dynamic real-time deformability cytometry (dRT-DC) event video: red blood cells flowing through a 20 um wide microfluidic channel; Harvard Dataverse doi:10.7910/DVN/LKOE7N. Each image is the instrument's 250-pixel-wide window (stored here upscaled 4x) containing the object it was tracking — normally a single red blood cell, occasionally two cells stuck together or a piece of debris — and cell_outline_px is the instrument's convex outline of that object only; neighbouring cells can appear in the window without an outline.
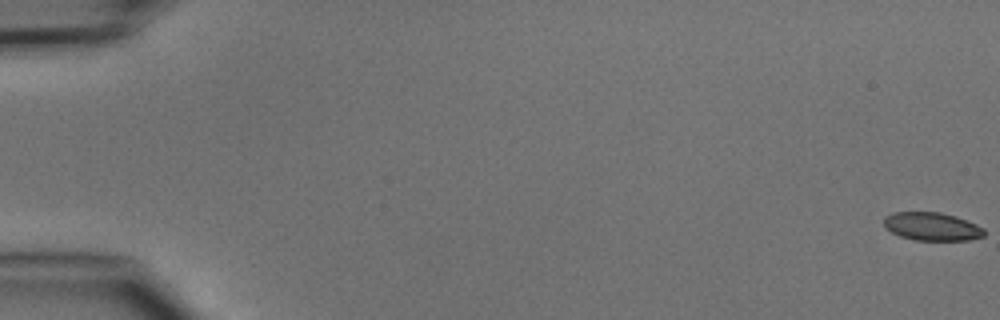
{"species": "common noctule bat (a hibernating species)", "species_latin": "Nyctalus noctula", "temperature_condition": "cold", "stored_images_in_passage": 5, "camera_frame_rate_fps": 3000, "um_per_image_px": 0.085, "animal": {"sex": "male", "body_mass_g": 15.6}, "frame": {"image": 1, "passage_image": 1, "time_ms": 0.0, "image_size_px": [1000, 320], "cell_outline_px": [[984, 236], [968, 240], [916, 240], [900, 236], [884, 228], [884, 216], [892, 212], [940, 212], [956, 216], [976, 224], [984, 228]], "centroid_in_image_um": [79.19, 19.24], "position_along_channel_um": 5.8, "area_um2": 16.53}}
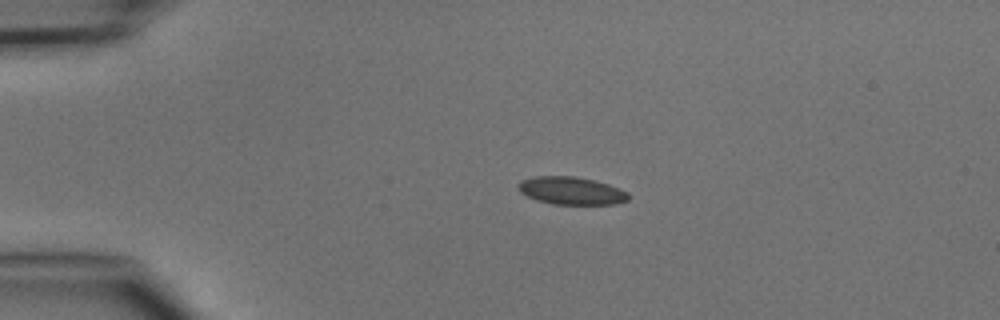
{"frame": {"image": 2, "passage_image": 4, "time_ms": 3.667, "image_size_px": [1000, 320], "cell_outline_px": [[628, 200], [616, 204], [552, 204], [536, 200], [520, 192], [516, 184], [520, 180], [536, 176], [572, 176], [596, 180], [608, 184], [628, 192]], "centroid_in_image_um": [48.53, 16.21], "position_along_channel_um": 36.5, "area_um2": 17.86}}
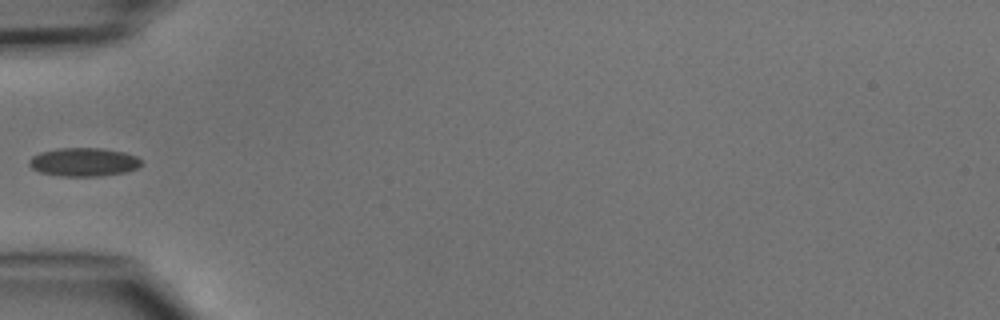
{"frame": {"image": 3, "passage_image": 5, "time_ms": 5.667, "image_size_px": [1000, 320], "cell_outline_px": [[144, 164], [136, 168], [124, 172], [100, 176], [60, 176], [40, 172], [32, 168], [28, 164], [28, 160], [32, 156], [40, 152], [60, 148], [104, 148], [124, 152], [136, 156]], "centroid_in_image_um": [7.11, 13.77], "position_along_channel_um": 77.9, "area_um2": 18.67}}